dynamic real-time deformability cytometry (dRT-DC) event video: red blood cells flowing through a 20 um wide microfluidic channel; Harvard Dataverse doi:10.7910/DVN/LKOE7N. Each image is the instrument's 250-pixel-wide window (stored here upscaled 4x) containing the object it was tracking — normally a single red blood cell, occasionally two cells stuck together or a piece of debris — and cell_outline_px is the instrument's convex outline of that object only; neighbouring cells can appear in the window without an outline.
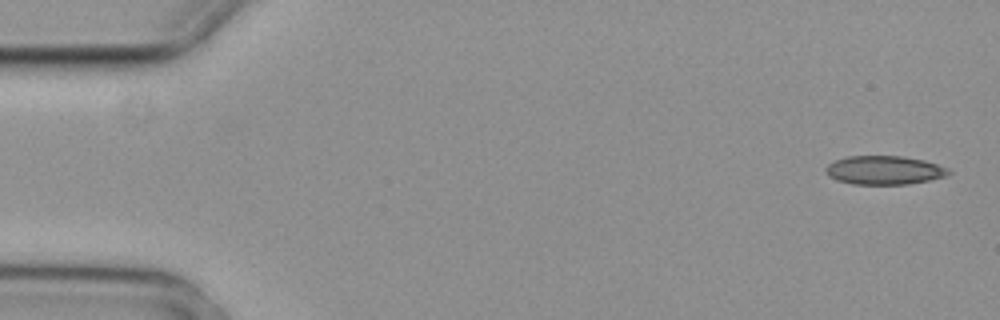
{"species": "common noctule bat (a hibernating species)", "species_latin": "Nyctalus noctula", "temperature_condition": "cold", "stored_images_in_passage": 5, "camera_frame_rate_fps": 3000, "um_per_image_px": 0.085, "animal": {"sex": "female", "body_mass_g": 29.2, "forearm_length_mm": 56.3}, "frame": {"image": 1, "passage_image": 1, "time_ms": 0.0, "image_size_px": [1000, 320], "cell_outline_px": [[952, 172], [944, 176], [928, 180], [908, 184], [852, 184], [836, 180], [828, 176], [824, 168], [828, 164], [836, 160], [848, 156], [900, 156], [924, 160], [948, 168]], "centroid_in_image_um": [75.13, 14.46], "position_along_channel_um": 9.9, "area_um2": 20.46}}
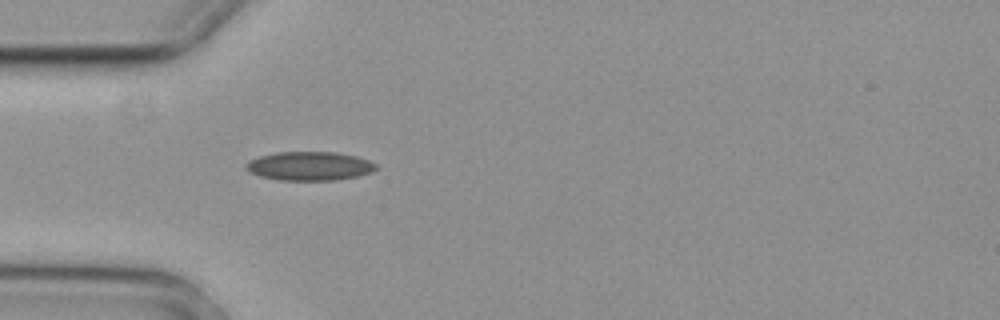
{"frame": {"image": 2, "passage_image": 5, "time_ms": 1.333, "image_size_px": [1000, 320], "cell_outline_px": [[376, 168], [372, 172], [356, 176], [336, 180], [280, 180], [260, 176], [248, 172], [244, 168], [244, 164], [260, 156], [276, 152], [336, 152], [356, 156], [368, 160], [376, 164]], "centroid_in_image_um": [26.28, 14.11], "position_along_channel_um": 58.7, "area_um2": 21.79}}